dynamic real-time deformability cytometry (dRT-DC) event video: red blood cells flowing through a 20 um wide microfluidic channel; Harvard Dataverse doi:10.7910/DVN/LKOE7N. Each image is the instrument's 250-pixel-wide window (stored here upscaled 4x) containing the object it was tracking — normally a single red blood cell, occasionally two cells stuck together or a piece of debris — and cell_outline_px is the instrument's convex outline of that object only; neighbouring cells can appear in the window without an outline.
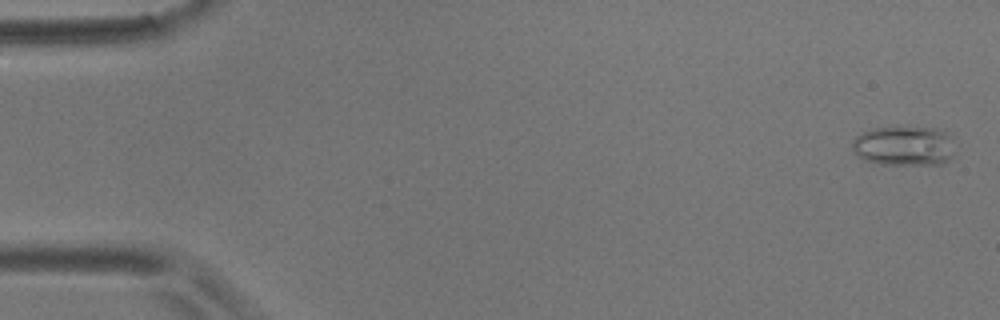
{"species": "common noctule bat (a hibernating species)", "species_latin": "Nyctalus noctula", "temperature_condition": "room temperature", "stored_images_in_passage": 5, "camera_frame_rate_fps": 3000, "um_per_image_px": 0.085, "animal": {"sex": "male", "body_mass_g": 17.9}, "frame": {"image": 1, "passage_image": 1, "time_ms": 0.0, "image_size_px": [1000, 320], "cell_outline_px": [[952, 156], [948, 160], [940, 164], [880, 164], [864, 160], [852, 152], [852, 140], [856, 136], [864, 132], [876, 128], [940, 128], [948, 136], [952, 152]], "centroid_in_image_um": [76.77, 12.42], "position_along_channel_um": 8.2, "area_um2": 23.29}}